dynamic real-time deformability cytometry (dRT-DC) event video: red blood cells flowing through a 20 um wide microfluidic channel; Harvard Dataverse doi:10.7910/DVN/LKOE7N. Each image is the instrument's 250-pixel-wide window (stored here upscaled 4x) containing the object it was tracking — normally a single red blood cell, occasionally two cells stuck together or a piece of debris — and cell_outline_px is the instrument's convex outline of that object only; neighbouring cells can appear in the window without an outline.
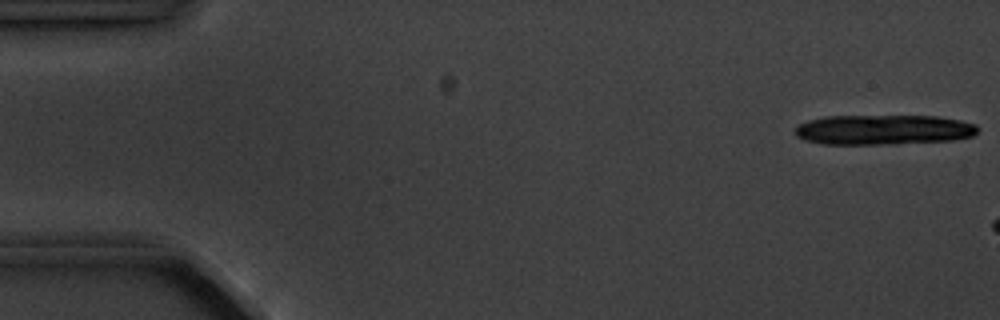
{"species": "common noctule bat (a hibernating species)", "species_latin": "Nyctalus noctula", "temperature_condition": "cold", "stored_images_in_passage": 3, "camera_frame_rate_fps": 3000, "um_per_image_px": 0.085, "animal": {"sex": "male", "body_mass_g": 20.1, "forearm_length_mm": 53.5}, "frame": {"image": 1, "passage_image": 1, "time_ms": 0.0, "image_size_px": [1000, 320], "cell_outline_px": [[976, 132], [972, 136], [956, 140], [896, 144], [824, 144], [804, 140], [796, 136], [796, 128], [800, 124], [808, 120], [824, 116], [936, 116], [960, 120], [976, 124]], "centroid_in_image_um": [75.09, 11.03], "position_along_channel_um": 9.9, "area_um2": 32.02}}